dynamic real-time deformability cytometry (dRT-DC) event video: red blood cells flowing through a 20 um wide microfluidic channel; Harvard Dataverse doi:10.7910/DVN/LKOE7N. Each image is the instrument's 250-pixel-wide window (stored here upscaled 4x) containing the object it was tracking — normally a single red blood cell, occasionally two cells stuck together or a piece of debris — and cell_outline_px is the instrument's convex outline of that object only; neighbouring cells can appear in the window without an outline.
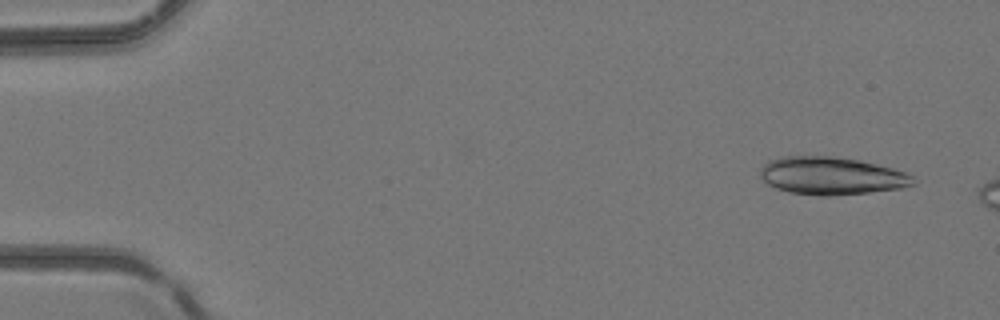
{"species": "common noctule bat (a hibernating species)", "species_latin": "Nyctalus noctula", "temperature_condition": "room temperature", "stored_images_in_passage": 8, "camera_frame_rate_fps": 3000, "um_per_image_px": 0.085, "animal": {"sex": "female", "body_mass_g": 24.6, "forearm_length_mm": 56.2}, "frame": {"image": 1, "passage_image": 3, "time_ms": 0.667, "image_size_px": [1000, 320], "cell_outline_px": [[916, 184], [904, 188], [868, 192], [828, 196], [820, 196], [788, 192], [776, 188], [768, 184], [760, 176], [760, 168], [768, 160], [780, 156], [836, 156], [860, 160], [908, 172], [916, 180]], "centroid_in_image_um": [70.69, 14.94], "position_along_channel_um": 14.3, "area_um2": 33.99}}